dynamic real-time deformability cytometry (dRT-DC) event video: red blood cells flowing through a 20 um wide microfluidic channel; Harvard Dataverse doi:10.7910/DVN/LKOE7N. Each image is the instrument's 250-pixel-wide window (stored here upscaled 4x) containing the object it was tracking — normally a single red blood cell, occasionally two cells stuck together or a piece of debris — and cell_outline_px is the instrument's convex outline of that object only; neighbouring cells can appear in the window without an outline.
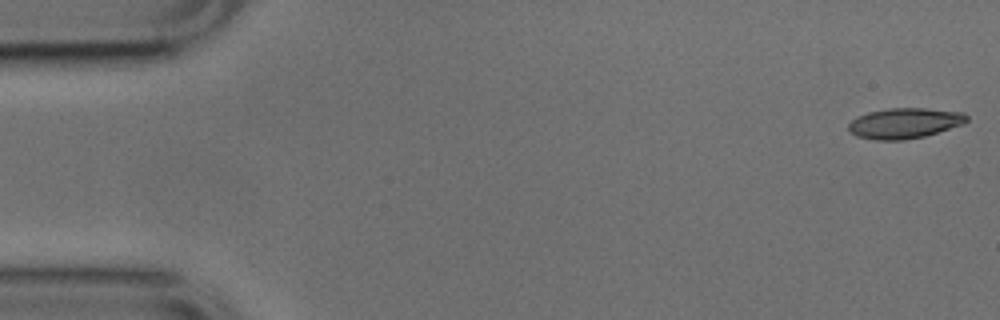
{"species": "common noctule bat (a hibernating species)", "species_latin": "Nyctalus noctula", "temperature_condition": "cold", "stored_images_in_passage": 15, "camera_frame_rate_fps": 3000, "um_per_image_px": 0.085, "animal": {"sex": "male", "body_mass_g": 17.9, "forearm_length_mm": 54.2}, "frame": {"image": 1, "passage_image": 1, "time_ms": 0.0, "image_size_px": [1000, 320], "cell_outline_px": [[968, 120], [964, 124], [924, 136], [904, 140], [876, 140], [856, 136], [848, 132], [848, 124], [852, 120], [868, 112], [888, 108], [924, 108], [964, 112], [968, 116]], "centroid_in_image_um": [76.89, 10.47], "position_along_channel_um": 8.1, "area_um2": 21.04}}